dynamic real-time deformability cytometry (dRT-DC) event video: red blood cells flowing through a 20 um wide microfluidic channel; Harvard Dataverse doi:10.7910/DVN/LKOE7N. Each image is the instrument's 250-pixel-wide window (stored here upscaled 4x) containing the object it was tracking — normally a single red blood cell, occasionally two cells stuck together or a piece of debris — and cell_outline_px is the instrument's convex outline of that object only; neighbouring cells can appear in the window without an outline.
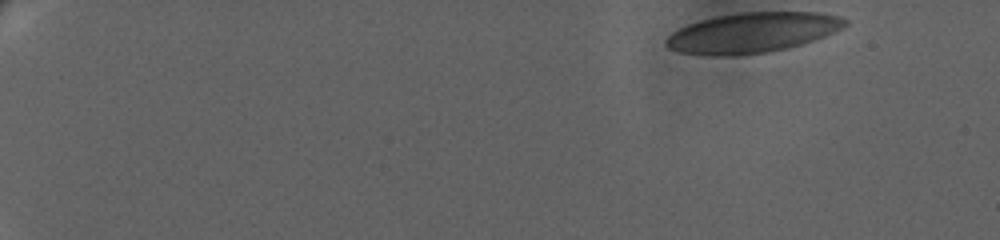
{"species": "human", "species_latin": "Homo sapiens", "temperature_condition": "warm", "stored_images_in_passage": 9, "camera_frame_rate_fps": 3000, "um_per_image_px": 0.085, "donor": {"sex": "female"}, "frame": {"image": 1, "passage_image": 1, "time_ms": 0.0, "image_size_px": [1000, 240], "cell_outline_px": [[848, 20], [840, 28], [824, 36], [800, 44], [784, 48], [764, 52], [680, 52], [668, 48], [664, 44], [668, 36], [672, 32], [688, 24], [700, 20], [716, 16], [740, 12], [816, 12], [836, 16]], "centroid_in_image_um": [63.96, 2.71], "position_along_channel_um": 21.0, "area_um2": 39.82}}